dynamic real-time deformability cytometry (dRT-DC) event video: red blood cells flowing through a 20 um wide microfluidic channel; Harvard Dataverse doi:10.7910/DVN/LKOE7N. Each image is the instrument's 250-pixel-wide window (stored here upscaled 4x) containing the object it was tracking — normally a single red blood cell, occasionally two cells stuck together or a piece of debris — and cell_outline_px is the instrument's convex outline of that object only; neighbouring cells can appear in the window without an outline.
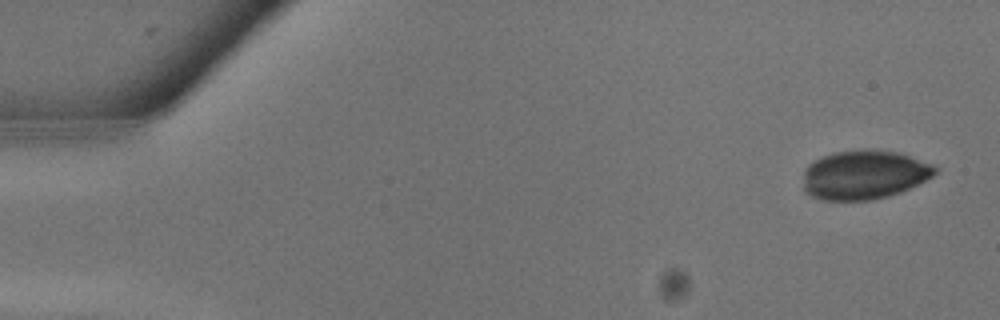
{"species": "common noctule bat (a hibernating species)", "species_latin": "Nyctalus noctula", "temperature_condition": "warm", "stored_images_in_passage": 9, "camera_frame_rate_fps": 3000, "um_per_image_px": 0.085, "animal": {"sex": "male", "body_mass_g": 13.3}, "frame": {"image": 1, "passage_image": 2, "time_ms": 0.333, "image_size_px": [1000, 320], "cell_outline_px": [[940, 168], [932, 176], [900, 192], [888, 196], [872, 200], [824, 200], [812, 196], [804, 192], [804, 168], [808, 164], [824, 156], [836, 152], [864, 148], [872, 148], [896, 152], [936, 164]], "centroid_in_image_um": [73.47, 14.84], "position_along_channel_um": 11.5, "area_um2": 37.92}}